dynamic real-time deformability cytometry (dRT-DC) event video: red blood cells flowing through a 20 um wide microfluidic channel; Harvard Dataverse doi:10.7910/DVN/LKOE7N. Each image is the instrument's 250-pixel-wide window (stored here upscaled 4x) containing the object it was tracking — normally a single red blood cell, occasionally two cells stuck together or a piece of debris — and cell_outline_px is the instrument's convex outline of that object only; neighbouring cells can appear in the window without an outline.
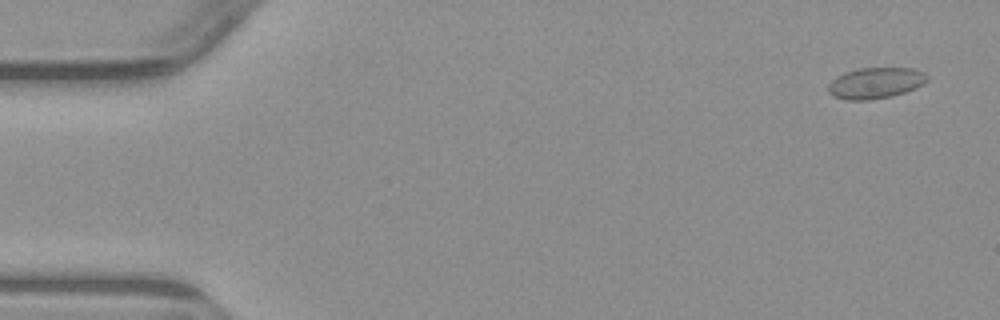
{"species": "common noctule bat (a hibernating species)", "species_latin": "Nyctalus noctula", "temperature_condition": "warm", "stored_images_in_passage": 3, "camera_frame_rate_fps": 3000, "um_per_image_px": 0.085, "animal": {"sex": "male", "body_mass_g": 23.1, "forearm_length_mm": 52.7}, "frame": {"image": 1, "passage_image": 1, "time_ms": 0.0, "image_size_px": [1000, 320], "cell_outline_px": [[928, 80], [924, 84], [916, 88], [892, 96], [872, 100], [848, 100], [832, 96], [828, 92], [828, 84], [836, 76], [844, 72], [860, 68], [916, 68], [924, 72], [928, 76]], "centroid_in_image_um": [74.43, 7.05], "position_along_channel_um": 10.6, "area_um2": 18.15}}